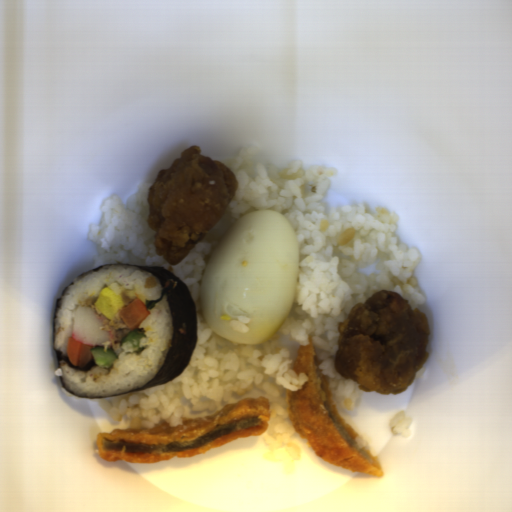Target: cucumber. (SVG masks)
Returning <instances> with one entry per match:
<instances>
[{
  "label": "cucumber",
  "mask_w": 512,
  "mask_h": 512,
  "mask_svg": "<svg viewBox=\"0 0 512 512\" xmlns=\"http://www.w3.org/2000/svg\"><path fill=\"white\" fill-rule=\"evenodd\" d=\"M146 338L142 333L128 331L121 339V344H129L134 351H140V340Z\"/></svg>",
  "instance_id": "586b57bf"
},
{
  "label": "cucumber",
  "mask_w": 512,
  "mask_h": 512,
  "mask_svg": "<svg viewBox=\"0 0 512 512\" xmlns=\"http://www.w3.org/2000/svg\"><path fill=\"white\" fill-rule=\"evenodd\" d=\"M94 357L95 364L102 368H109L113 366L115 360L118 358L117 354L105 346H98L90 349Z\"/></svg>",
  "instance_id": "8b760119"
}]
</instances>
